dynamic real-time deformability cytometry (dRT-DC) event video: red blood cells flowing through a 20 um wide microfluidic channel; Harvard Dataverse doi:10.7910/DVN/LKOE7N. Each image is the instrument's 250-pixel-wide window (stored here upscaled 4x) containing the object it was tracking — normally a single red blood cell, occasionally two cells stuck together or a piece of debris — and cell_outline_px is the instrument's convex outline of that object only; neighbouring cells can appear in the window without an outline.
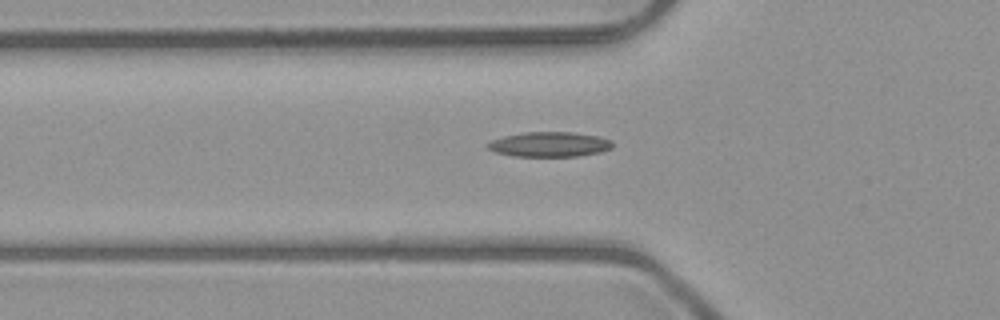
{"species": "common noctule bat (a hibernating species)", "species_latin": "Nyctalus noctula", "temperature_condition": "room temperature", "stored_images_in_passage": 41, "camera_frame_rate_fps": 3000, "um_per_image_px": 0.085, "animal": {"sex": "male", "body_mass_g": 23.1, "forearm_length_mm": 52.7}, "frame": {"image": 1, "passage_image": 7, "time_ms": 2.0, "image_size_px": [1000, 320], "cell_outline_px": [[612, 148], [600, 152], [576, 156], [512, 156], [496, 152], [488, 148], [488, 144], [492, 140], [504, 136], [524, 132], [572, 132], [596, 136], [612, 140]], "centroid_in_image_um": [46.71, 12.27], "position_along_channel_um": 79.1, "area_um2": 17.92}}
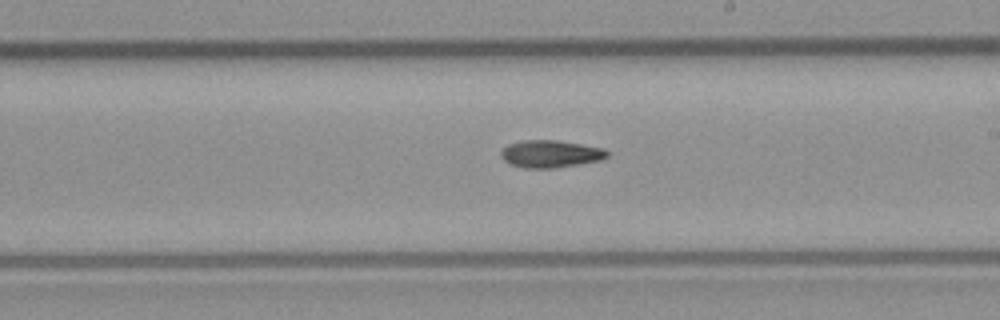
{"frame": {"image": 2, "passage_image": 19, "time_ms": 6.0, "image_size_px": [1000, 320], "cell_outline_px": [[608, 156], [600, 160], [580, 164], [552, 168], [524, 168], [508, 164], [500, 156], [500, 152], [508, 144], [524, 140], [556, 140], [604, 148], [608, 152]], "centroid_in_image_um": [46.77, 13.08], "position_along_channel_um": 242.2, "area_um2": 16.94}}
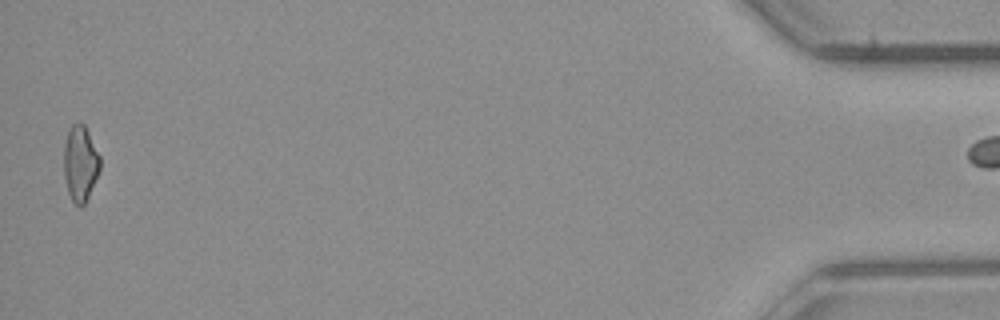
{"frame": {"image": 3, "passage_image": 40, "time_ms": 13.0, "image_size_px": [1000, 320], "cell_outline_px": [[100, 168], [88, 196], [84, 204], [76, 204], [72, 200], [68, 192], [64, 176], [64, 144], [68, 128], [72, 124], [80, 120], [84, 124], [100, 156]], "centroid_in_image_um": [6.81, 13.81], "position_along_channel_um": 428.4, "area_um2": 15.84}}